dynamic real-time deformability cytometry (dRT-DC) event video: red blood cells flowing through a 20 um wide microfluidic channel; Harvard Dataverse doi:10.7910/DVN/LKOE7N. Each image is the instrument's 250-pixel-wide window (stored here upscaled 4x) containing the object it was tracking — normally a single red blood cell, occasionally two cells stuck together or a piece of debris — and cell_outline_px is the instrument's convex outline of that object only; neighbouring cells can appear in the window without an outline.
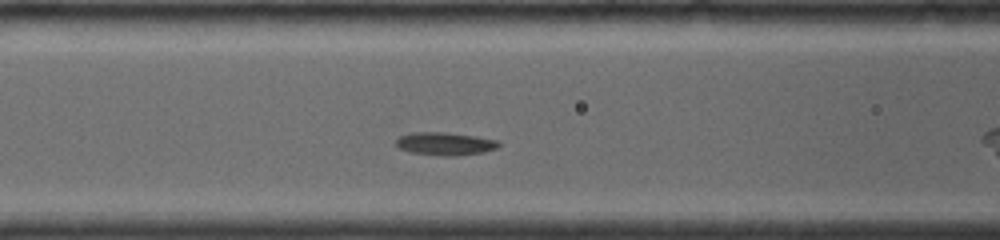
{"species": "common noctule bat (a hibernating species)", "species_latin": "Nyctalus noctula", "temperature_condition": "room temperature", "stored_images_in_passage": 13, "camera_frame_rate_fps": 4000, "um_per_image_px": 0.085, "animal": {"sex": "female", "body_mass_g": 19.0, "forearm_length_mm": 56.7}, "frame": {"image": 1, "passage_image": 6, "time_ms": 2.75, "image_size_px": [1000, 240], "cell_outline_px": [[500, 144], [496, 148], [484, 152], [456, 156], [448, 156], [412, 152], [400, 148], [396, 144], [396, 140], [400, 136], [412, 132], [444, 132], [476, 136], [500, 140]], "centroid_in_image_um": [37.87, 12.21], "position_along_channel_um": 128.7, "area_um2": 13.64}}
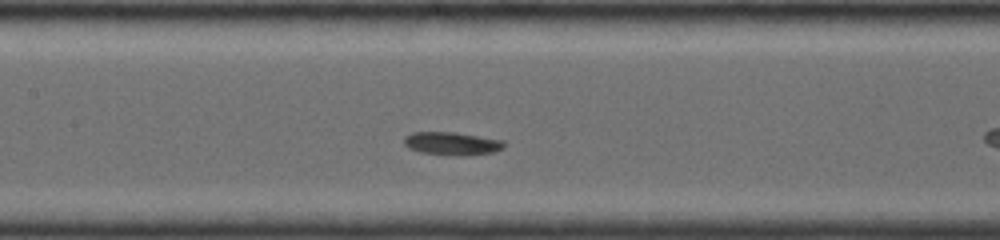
{"frame": {"image": 2, "passage_image": 8, "time_ms": 3.75, "image_size_px": [1000, 240], "cell_outline_px": [[504, 148], [492, 152], [468, 156], [452, 156], [420, 152], [408, 148], [404, 144], [404, 136], [412, 132], [456, 132], [504, 140]], "centroid_in_image_um": [38.41, 12.2], "position_along_channel_um": 169.0, "area_um2": 13.7}}
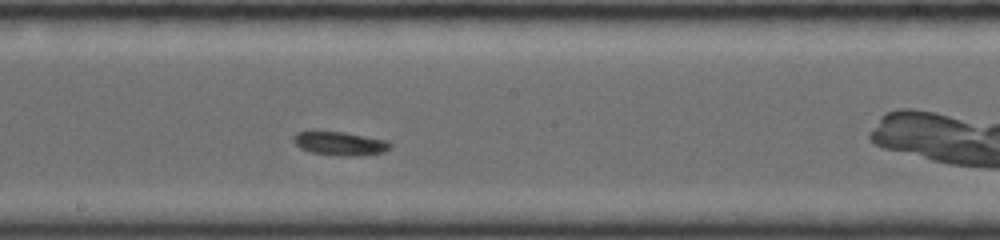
{"frame": {"image": 3, "passage_image": 11, "time_ms": 5.0, "image_size_px": [1000, 240], "cell_outline_px": [[392, 144], [384, 152], [364, 156], [340, 156], [312, 152], [300, 148], [292, 140], [292, 136], [296, 132], [344, 132], [388, 140]], "centroid_in_image_um": [28.92, 12.21], "position_along_channel_um": 219.3, "area_um2": 13.35}}